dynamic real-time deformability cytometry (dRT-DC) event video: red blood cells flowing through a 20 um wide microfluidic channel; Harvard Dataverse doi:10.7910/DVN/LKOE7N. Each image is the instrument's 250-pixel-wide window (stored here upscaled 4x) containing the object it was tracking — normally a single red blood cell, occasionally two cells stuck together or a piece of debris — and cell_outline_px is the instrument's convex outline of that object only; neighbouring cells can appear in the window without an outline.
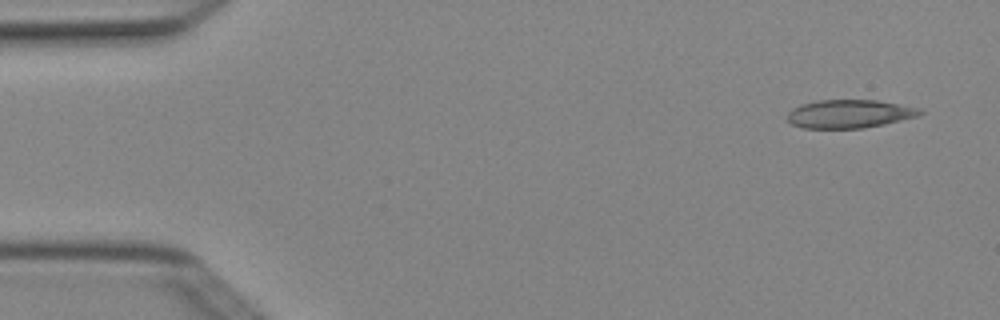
{"species": "Egyptian fruit bat (a non-hibernating species)", "species_latin": "Rousettus aegyptiacus", "temperature_condition": "cold", "stored_images_in_passage": 3, "camera_frame_rate_fps": 3000, "um_per_image_px": 0.085, "animal": {"sex": "female"}, "frame": {"image": 1, "passage_image": 1, "time_ms": 0.0, "image_size_px": [1000, 320], "cell_outline_px": [[924, 112], [916, 116], [884, 124], [864, 128], [804, 128], [792, 124], [788, 120], [788, 112], [792, 108], [800, 104], [816, 100], [876, 100], [924, 108]], "centroid_in_image_um": [72.21, 9.67], "position_along_channel_um": 12.8, "area_um2": 21.96}}
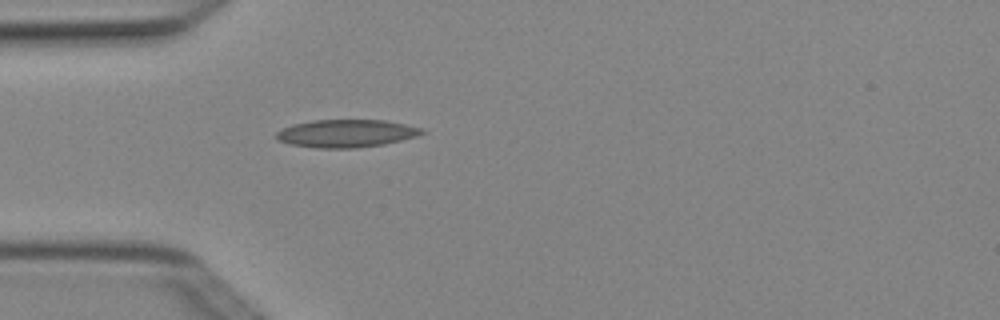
{"frame": {"image": 2, "passage_image": 3, "time_ms": 0.667, "image_size_px": [1000, 320], "cell_outline_px": [[428, 132], [416, 136], [384, 144], [356, 148], [316, 148], [292, 144], [276, 140], [276, 132], [292, 124], [312, 120], [384, 120], [424, 128]], "centroid_in_image_um": [29.44, 11.34], "position_along_channel_um": 55.6, "area_um2": 23.58}}